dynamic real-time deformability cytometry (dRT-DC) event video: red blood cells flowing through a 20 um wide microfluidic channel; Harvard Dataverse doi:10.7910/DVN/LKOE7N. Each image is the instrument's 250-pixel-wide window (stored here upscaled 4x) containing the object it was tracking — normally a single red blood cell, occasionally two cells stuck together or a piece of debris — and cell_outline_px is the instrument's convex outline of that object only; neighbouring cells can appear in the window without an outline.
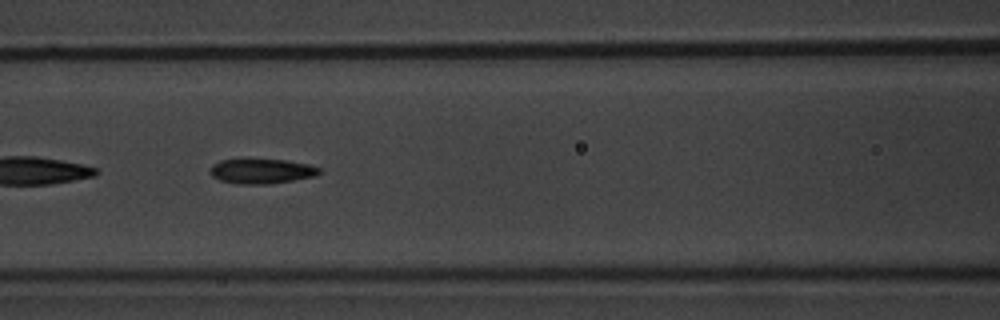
{"species": "common noctule bat (a hibernating species)", "species_latin": "Nyctalus noctula", "temperature_condition": "warm", "stored_images_in_passage": 41, "camera_frame_rate_fps": 3000, "um_per_image_px": 0.085, "animal": {"sex": "male", "body_mass_g": 20.1, "forearm_length_mm": 53.5}, "frame": {"image": 1, "passage_image": 12, "time_ms": 3.667, "image_size_px": [1000, 320], "cell_outline_px": [[320, 172], [316, 176], [268, 184], [236, 184], [220, 180], [212, 176], [208, 172], [208, 168], [212, 164], [220, 160], [244, 156], [288, 160], [308, 164], [320, 168]], "centroid_in_image_um": [22.14, 14.49], "position_along_channel_um": 144.5, "area_um2": 16.76}, "authors_computed_cell_mechanics": {"area_um2": 15.9528, "velocity_mm_per_s": 3.8516, "shape_relaxation_time_tau1_ms": 2.8826, "shape_relaxation_time_tau2_ms": 2.9281, "deformation_change_tau1": 0.1487, "deformation_change_tau2": 0.1218}}